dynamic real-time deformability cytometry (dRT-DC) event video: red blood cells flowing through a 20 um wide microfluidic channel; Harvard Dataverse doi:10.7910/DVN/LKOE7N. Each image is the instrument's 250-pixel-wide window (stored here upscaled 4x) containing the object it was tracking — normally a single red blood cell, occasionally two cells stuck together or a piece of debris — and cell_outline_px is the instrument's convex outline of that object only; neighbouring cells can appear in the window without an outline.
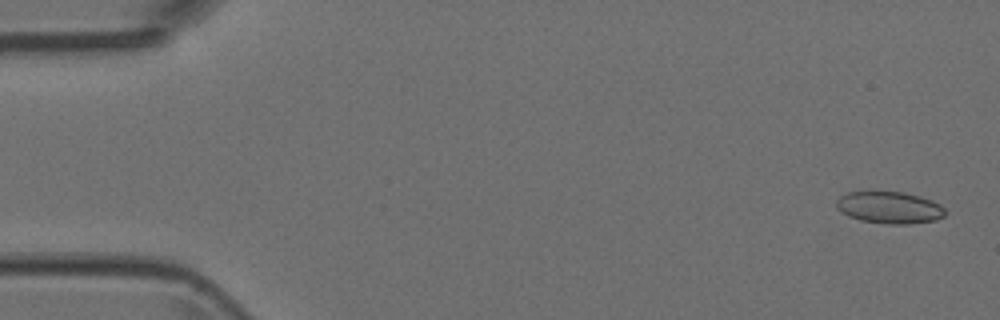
{"species": "Egyptian fruit bat (a non-hibernating species)", "species_latin": "Rousettus aegyptiacus", "temperature_condition": "room temperature", "stored_images_in_passage": 6, "camera_frame_rate_fps": 3000, "um_per_image_px": 0.085, "animal": {"sex": "female"}, "frame": {"image": 1, "passage_image": 1, "time_ms": 0.0, "image_size_px": [1000, 320], "cell_outline_px": [[944, 216], [936, 220], [908, 224], [888, 224], [860, 220], [848, 216], [836, 208], [836, 200], [840, 196], [848, 192], [904, 192], [920, 196], [932, 200], [940, 204], [944, 208]], "centroid_in_image_um": [75.6, 17.64], "position_along_channel_um": 9.4, "area_um2": 20.23}}
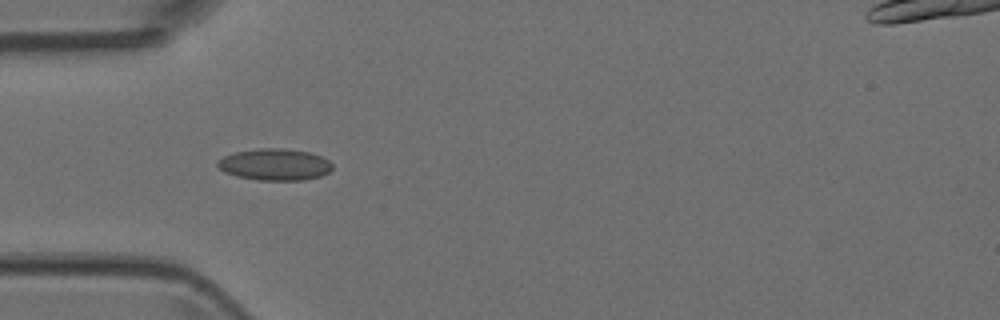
{"frame": {"image": 2, "passage_image": 5, "time_ms": 1.333, "image_size_px": [1000, 320], "cell_outline_px": [[332, 168], [328, 172], [320, 176], [304, 180], [256, 180], [236, 176], [224, 172], [216, 164], [216, 160], [224, 156], [236, 152], [260, 148], [284, 148], [308, 152], [320, 156], [328, 160], [332, 164]], "centroid_in_image_um": [23.33, 13.98], "position_along_channel_um": 61.7, "area_um2": 21.15}}
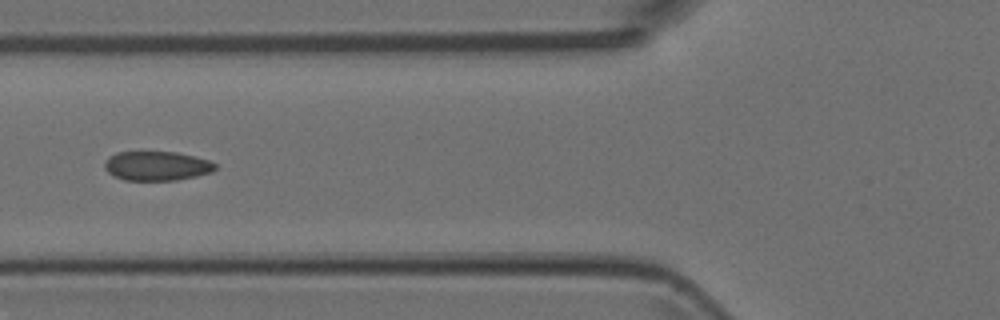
{"frame": {"image": 3, "passage_image": 6, "time_ms": 1.667, "image_size_px": [1000, 320], "cell_outline_px": [[216, 168], [212, 172], [196, 176], [176, 180], [124, 180], [108, 172], [104, 168], [104, 160], [116, 152], [176, 152], [208, 160], [216, 164]], "centroid_in_image_um": [13.31, 14.1], "position_along_channel_um": 112.5, "area_um2": 18.79}}